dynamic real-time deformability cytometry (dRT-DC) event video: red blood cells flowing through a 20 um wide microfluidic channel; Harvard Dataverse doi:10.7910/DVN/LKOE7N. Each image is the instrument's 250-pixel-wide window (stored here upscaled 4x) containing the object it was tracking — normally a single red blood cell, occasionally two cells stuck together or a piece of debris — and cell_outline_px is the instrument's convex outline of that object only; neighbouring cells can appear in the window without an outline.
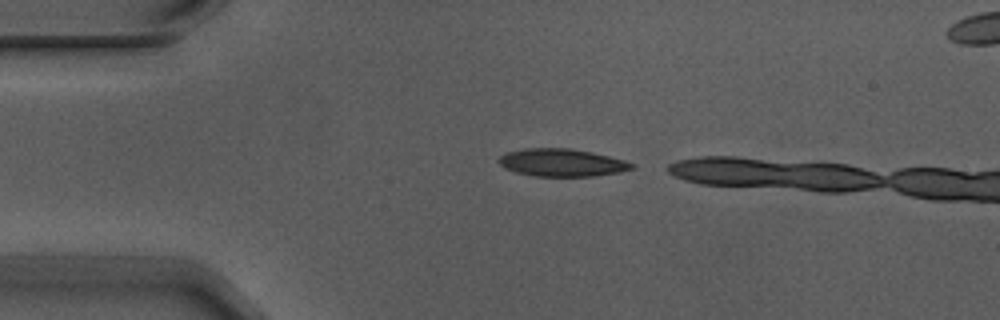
{"species": "Egyptian fruit bat (a non-hibernating species)", "species_latin": "Rousettus aegyptiacus", "temperature_condition": "warm", "stored_images_in_passage": 3, "camera_frame_rate_fps": 3000, "um_per_image_px": 0.085, "animal": {"sex": "male"}, "frame": {"image": 1, "passage_image": 1, "time_ms": 0.0, "image_size_px": [1000, 320], "cell_outline_px": [[636, 168], [620, 172], [596, 176], [536, 176], [516, 172], [504, 168], [496, 160], [500, 156], [508, 152], [528, 148], [568, 148], [592, 152], [624, 160], [636, 164]], "centroid_in_image_um": [47.78, 13.83], "position_along_channel_um": 37.2, "area_um2": 21.44}}